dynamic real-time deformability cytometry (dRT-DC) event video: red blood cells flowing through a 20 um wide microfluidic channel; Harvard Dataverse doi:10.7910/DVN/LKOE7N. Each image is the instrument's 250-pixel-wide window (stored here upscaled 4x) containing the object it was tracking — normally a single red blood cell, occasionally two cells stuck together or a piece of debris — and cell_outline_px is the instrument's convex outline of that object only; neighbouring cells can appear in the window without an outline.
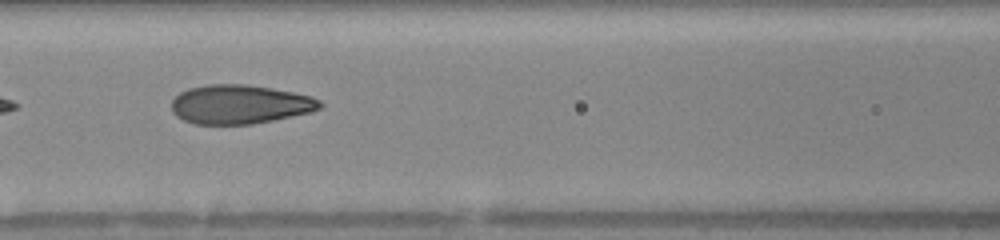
{"species": "human", "species_latin": "Homo sapiens", "temperature_condition": "warm", "stored_images_in_passage": 10, "camera_frame_rate_fps": 3000, "um_per_image_px": 0.085, "donor": {"sex": "female"}, "frame": {"image": 1, "passage_image": 9, "time_ms": 2.667, "image_size_px": [1000, 240], "cell_outline_px": [[324, 104], [320, 108], [312, 112], [252, 124], [196, 124], [184, 120], [176, 116], [172, 112], [172, 100], [180, 92], [188, 88], [208, 84], [244, 84], [292, 92], [312, 96], [320, 100]], "centroid_in_image_um": [20.38, 8.87], "position_along_channel_um": 146.2, "area_um2": 33.7}}